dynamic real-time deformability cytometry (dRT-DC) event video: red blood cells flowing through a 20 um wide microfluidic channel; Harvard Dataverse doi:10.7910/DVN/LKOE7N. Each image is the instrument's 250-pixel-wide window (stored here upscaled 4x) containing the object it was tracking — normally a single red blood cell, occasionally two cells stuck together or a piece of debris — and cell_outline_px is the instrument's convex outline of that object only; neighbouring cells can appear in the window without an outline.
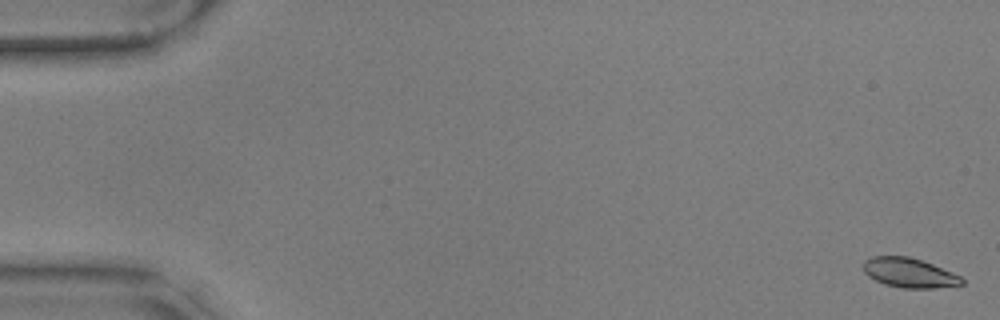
{"species": "common noctule bat (a hibernating species)", "species_latin": "Nyctalus noctula", "temperature_condition": "warm", "stored_images_in_passage": 18, "camera_frame_rate_fps": 3000, "um_per_image_px": 0.085, "animal": {"sex": "male", "body_mass_g": 17.9, "forearm_length_mm": 54.2}, "frame": {"image": 1, "passage_image": 1, "time_ms": 0.0, "image_size_px": [1000, 320], "cell_outline_px": [[964, 284], [932, 288], [900, 288], [884, 284], [868, 276], [864, 272], [864, 260], [872, 256], [908, 256], [932, 264], [952, 272], [960, 276], [964, 280]], "centroid_in_image_um": [77.27, 23.19], "position_along_channel_um": 7.7, "area_um2": 16.88}}